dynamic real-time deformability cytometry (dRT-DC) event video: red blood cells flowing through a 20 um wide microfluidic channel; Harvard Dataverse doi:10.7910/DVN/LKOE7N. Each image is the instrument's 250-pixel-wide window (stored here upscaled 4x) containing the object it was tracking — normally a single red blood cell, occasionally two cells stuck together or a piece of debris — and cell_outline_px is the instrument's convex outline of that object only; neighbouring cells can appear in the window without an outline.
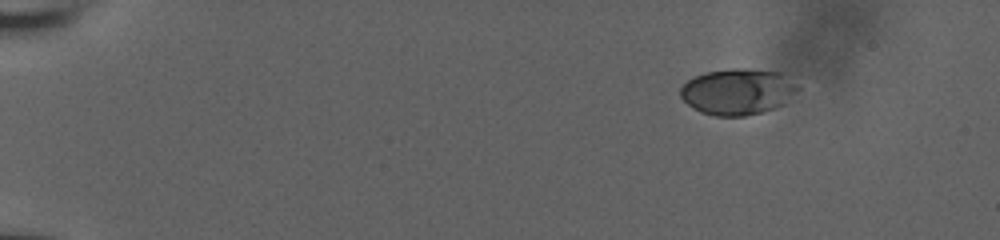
{"species": "human", "species_latin": "Homo sapiens", "temperature_condition": "room temperature", "stored_images_in_passage": 50, "camera_frame_rate_fps": 3000, "um_per_image_px": 0.085, "donor": {"sex": "male"}, "frame": {"image": 1, "passage_image": 1, "time_ms": 0.0, "image_size_px": [1000, 240], "cell_outline_px": [[800, 88], [784, 104], [760, 112], [744, 116], [716, 116], [700, 112], [692, 108], [680, 96], [680, 88], [688, 80], [704, 72], [732, 68], [740, 68], [788, 72]], "centroid_in_image_um": [62.74, 7.76], "position_along_channel_um": 22.3, "area_um2": 31.91}}
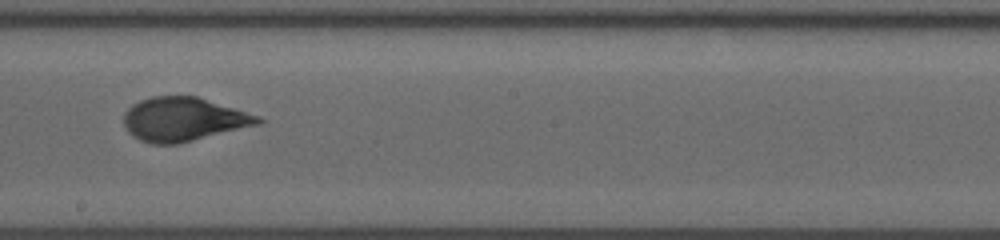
{"frame": {"image": 2, "passage_image": 28, "time_ms": 9.0, "image_size_px": [1000, 240], "cell_outline_px": [[264, 120], [260, 124], [180, 144], [152, 144], [140, 140], [132, 136], [124, 128], [124, 112], [132, 104], [140, 100], [152, 96], [196, 96], [260, 116]], "centroid_in_image_um": [15.58, 10.15], "position_along_channel_um": 232.6, "area_um2": 34.45}}
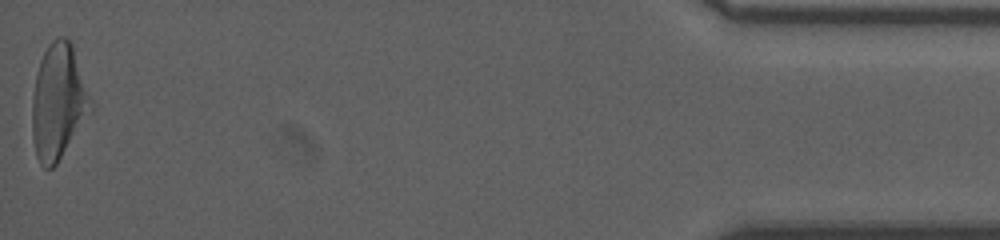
{"frame": {"image": 3, "passage_image": 50, "time_ms": 16.333, "image_size_px": [1000, 240], "cell_outline_px": [[96, 108], [56, 164], [52, 168], [44, 168], [40, 164], [36, 156], [32, 136], [32, 100], [36, 72], [40, 60], [48, 44], [52, 40], [60, 36], [64, 36], [72, 44]], "centroid_in_image_um": [4.99, 8.66], "position_along_channel_um": 430.2, "area_um2": 40.11}, "authors_computed_cell_mechanics": {"area_um2": 33.5818, "velocity_mm_per_s": 3.8297, "shape_relaxation_time_tau1_ms": 8.5515, "shape_relaxation_time_tau2_ms": null, "deformation_change_tau1": 0.2567, "deformation_change_tau2": null}}